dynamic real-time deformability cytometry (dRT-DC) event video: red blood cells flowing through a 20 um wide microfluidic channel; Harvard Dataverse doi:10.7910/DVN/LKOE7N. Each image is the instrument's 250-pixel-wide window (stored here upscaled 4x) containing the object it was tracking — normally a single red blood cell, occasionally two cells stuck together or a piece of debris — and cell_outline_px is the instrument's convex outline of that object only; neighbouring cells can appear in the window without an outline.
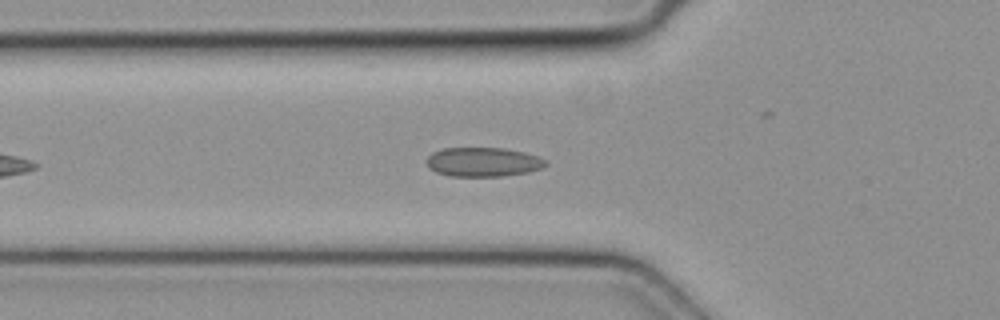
{"species": "common noctule bat (a hibernating species)", "species_latin": "Nyctalus noctula", "temperature_condition": "cold", "stored_images_in_passage": 26, "camera_frame_rate_fps": 3000, "um_per_image_px": 0.085, "animal": {"sex": "female", "body_mass_g": 19.3, "forearm_length_mm": 54.1}, "frame": {"image": 1, "passage_image": 8, "time_ms": 2.333, "image_size_px": [1000, 320], "cell_outline_px": [[548, 164], [544, 168], [528, 172], [500, 176], [448, 176], [436, 172], [428, 168], [428, 156], [432, 152], [444, 148], [504, 148], [524, 152], [548, 160]], "centroid_in_image_um": [41.09, 13.77], "position_along_channel_um": 84.7, "area_um2": 20.35}}
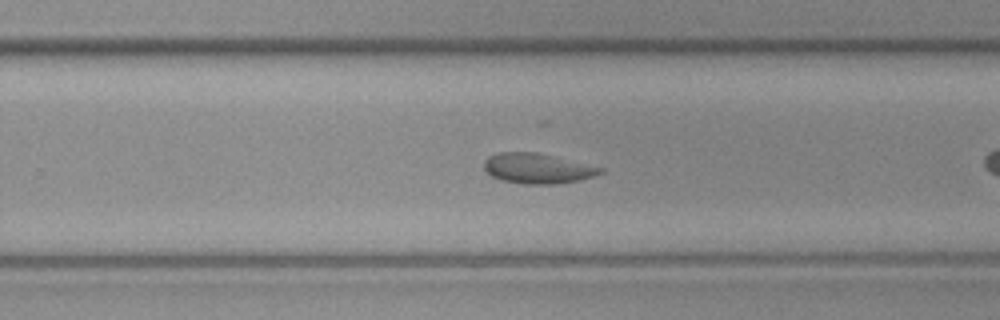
{"frame": {"image": 2, "passage_image": 19, "time_ms": 6.0, "image_size_px": [1000, 320], "cell_outline_px": [[604, 172], [592, 176], [576, 180], [556, 184], [524, 184], [500, 180], [492, 176], [484, 168], [484, 160], [488, 156], [496, 152], [536, 152], [604, 168]], "centroid_in_image_um": [45.63, 14.31], "position_along_channel_um": 284.2, "area_um2": 20.29}}
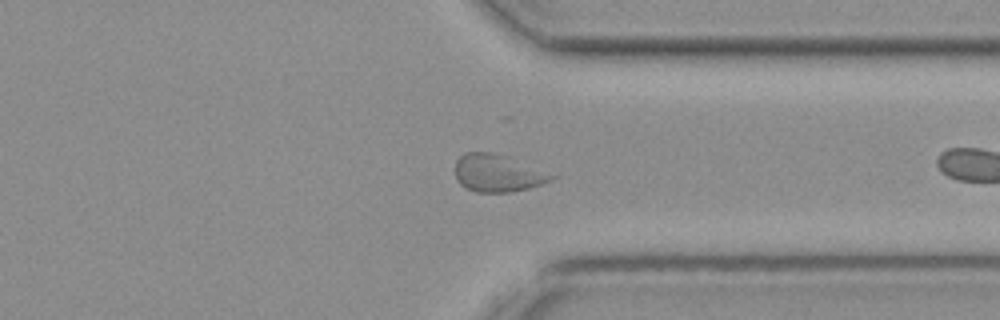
{"frame": {"image": 3, "passage_image": 25, "time_ms": 8.0, "image_size_px": [1000, 320], "cell_outline_px": [[560, 176], [552, 180], [528, 188], [512, 192], [476, 192], [464, 188], [456, 180], [456, 160], [464, 152], [488, 152], [504, 156], [560, 172]], "centroid_in_image_um": [42.42, 14.72], "position_along_channel_um": 369.0, "area_um2": 21.68}}